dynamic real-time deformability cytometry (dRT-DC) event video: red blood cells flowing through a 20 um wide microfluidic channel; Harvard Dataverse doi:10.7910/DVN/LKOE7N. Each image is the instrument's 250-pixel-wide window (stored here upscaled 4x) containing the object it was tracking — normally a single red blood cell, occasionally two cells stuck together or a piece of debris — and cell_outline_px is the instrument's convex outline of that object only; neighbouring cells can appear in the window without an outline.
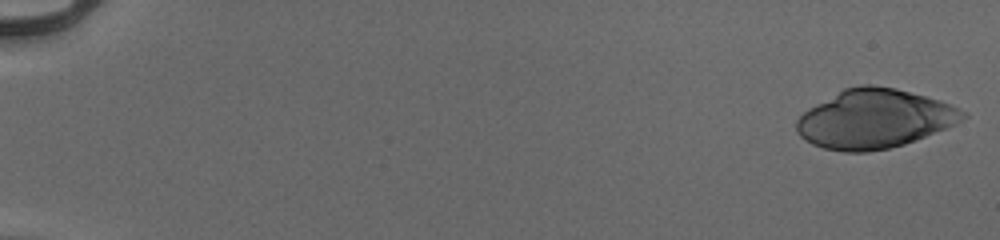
{"species": "human", "species_latin": "Homo sapiens", "temperature_condition": "cold", "stored_images_in_passage": 13, "camera_frame_rate_fps": 3000, "um_per_image_px": 0.085, "donor": {"sex": "male"}, "frame": {"image": 1, "passage_image": 1, "time_ms": 0.0, "image_size_px": [1000, 240], "cell_outline_px": [[968, 116], [956, 124], [948, 128], [904, 144], [888, 148], [868, 152], [844, 152], [824, 148], [812, 144], [800, 136], [796, 128], [796, 120], [804, 112], [816, 104], [844, 88], [860, 84], [872, 84], [896, 88], [940, 100], [968, 112]], "centroid_in_image_um": [74.35, 10.1], "position_along_channel_um": 10.6, "area_um2": 57.16}}